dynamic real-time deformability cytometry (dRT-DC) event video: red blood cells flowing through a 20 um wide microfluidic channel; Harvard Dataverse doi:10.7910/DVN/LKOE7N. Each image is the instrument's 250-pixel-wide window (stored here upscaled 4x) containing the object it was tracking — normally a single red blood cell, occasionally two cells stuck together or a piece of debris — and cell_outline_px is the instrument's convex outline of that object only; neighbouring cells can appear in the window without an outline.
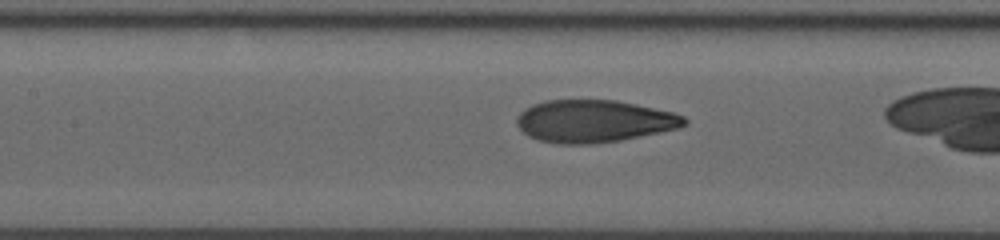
{"species": "human", "species_latin": "Homo sapiens", "temperature_condition": "room temperature", "stored_images_in_passage": 25, "camera_frame_rate_fps": 3000, "um_per_image_px": 0.085, "donor": {"sex": "male"}, "frame": {"image": 1, "passage_image": 8, "time_ms": 2.333, "image_size_px": [1000, 240], "cell_outline_px": [[688, 124], [680, 128], [620, 140], [592, 144], [556, 144], [540, 140], [528, 136], [516, 124], [516, 116], [524, 108], [532, 104], [544, 100], [616, 100], [636, 104], [672, 112], [684, 116], [688, 120]], "centroid_in_image_um": [50.47, 10.3], "position_along_channel_um": 156.9, "area_um2": 41.62}}
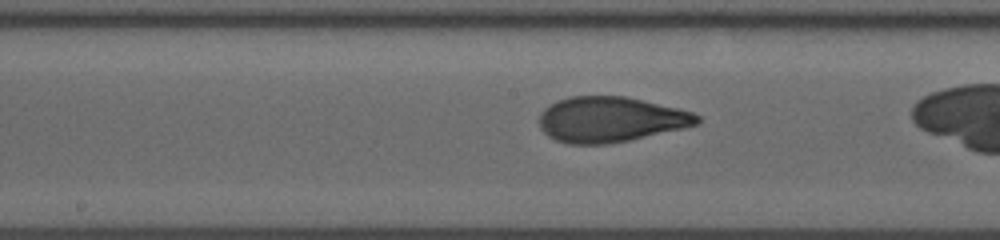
{"frame": {"image": 2, "passage_image": 11, "time_ms": 3.333, "image_size_px": [1000, 240], "cell_outline_px": [[700, 120], [696, 124], [680, 128], [628, 140], [608, 144], [568, 144], [556, 140], [548, 136], [540, 128], [540, 112], [544, 108], [568, 96], [624, 96], [676, 108], [692, 112], [700, 116]], "centroid_in_image_um": [51.83, 10.15], "position_along_channel_um": 196.4, "area_um2": 41.15}}